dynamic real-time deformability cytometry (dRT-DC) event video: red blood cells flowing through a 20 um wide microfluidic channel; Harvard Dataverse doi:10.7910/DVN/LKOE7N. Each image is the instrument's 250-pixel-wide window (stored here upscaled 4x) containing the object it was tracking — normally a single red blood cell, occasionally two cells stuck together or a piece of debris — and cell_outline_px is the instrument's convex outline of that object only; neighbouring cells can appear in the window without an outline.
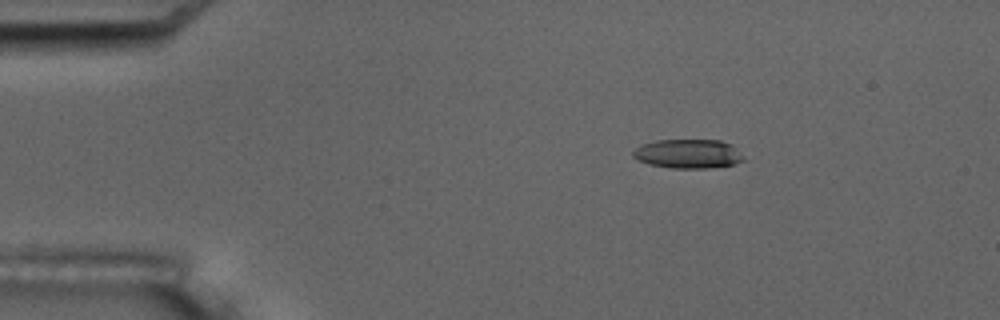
{"species": "common noctule bat (a hibernating species)", "species_latin": "Nyctalus noctula", "temperature_condition": "room temperature", "stored_images_in_passage": 6, "camera_frame_rate_fps": 3000, "um_per_image_px": 0.085, "animal": {"sex": "male", "body_mass_g": 17.5, "forearm_length_mm": 52.3}, "frame": {"image": 1, "passage_image": 3, "time_ms": 2.333, "image_size_px": [1000, 320], "cell_outline_px": [[744, 160], [736, 164], [708, 168], [672, 168], [648, 164], [636, 160], [632, 156], [632, 152], [640, 144], [656, 140], [720, 140], [732, 144], [744, 156]], "centroid_in_image_um": [58.48, 13.07], "position_along_channel_um": 26.5, "area_um2": 19.02}}
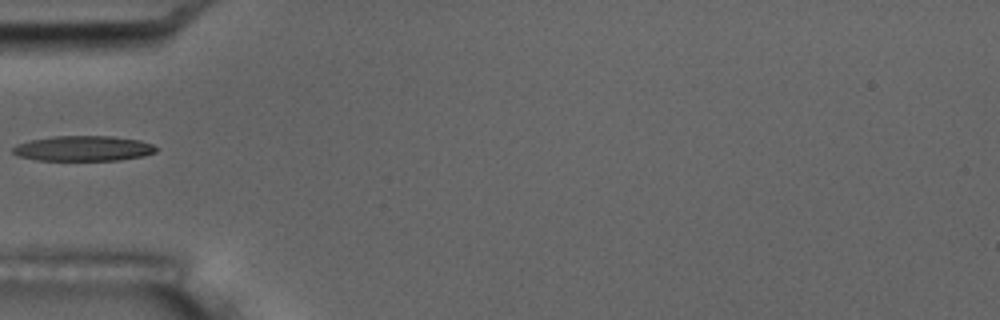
{"frame": {"image": 2, "passage_image": 6, "time_ms": 5.667, "image_size_px": [1000, 320], "cell_outline_px": [[160, 148], [156, 152], [144, 156], [120, 160], [36, 160], [20, 156], [12, 152], [12, 148], [16, 144], [32, 140], [52, 136], [112, 136], [140, 140], [152, 144]], "centroid_in_image_um": [7.13, 12.61], "position_along_channel_um": 77.9, "area_um2": 21.15}}